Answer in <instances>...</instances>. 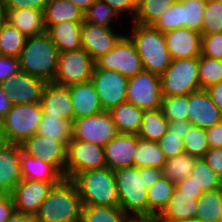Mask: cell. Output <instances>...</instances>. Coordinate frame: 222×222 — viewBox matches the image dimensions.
Wrapping results in <instances>:
<instances>
[{"label": "cell", "instance_id": "obj_1", "mask_svg": "<svg viewBox=\"0 0 222 222\" xmlns=\"http://www.w3.org/2000/svg\"><path fill=\"white\" fill-rule=\"evenodd\" d=\"M119 207L134 221L148 222V188L162 176L158 168L135 166L114 170Z\"/></svg>", "mask_w": 222, "mask_h": 222}, {"label": "cell", "instance_id": "obj_2", "mask_svg": "<svg viewBox=\"0 0 222 222\" xmlns=\"http://www.w3.org/2000/svg\"><path fill=\"white\" fill-rule=\"evenodd\" d=\"M82 202L72 179L54 184L40 205L35 222H81Z\"/></svg>", "mask_w": 222, "mask_h": 222}, {"label": "cell", "instance_id": "obj_3", "mask_svg": "<svg viewBox=\"0 0 222 222\" xmlns=\"http://www.w3.org/2000/svg\"><path fill=\"white\" fill-rule=\"evenodd\" d=\"M131 33L126 35L134 43L145 71L161 76L171 64L164 33L152 25L131 23Z\"/></svg>", "mask_w": 222, "mask_h": 222}, {"label": "cell", "instance_id": "obj_4", "mask_svg": "<svg viewBox=\"0 0 222 222\" xmlns=\"http://www.w3.org/2000/svg\"><path fill=\"white\" fill-rule=\"evenodd\" d=\"M60 51L45 33L28 37L18 57L21 71L31 76L53 83Z\"/></svg>", "mask_w": 222, "mask_h": 222}, {"label": "cell", "instance_id": "obj_5", "mask_svg": "<svg viewBox=\"0 0 222 222\" xmlns=\"http://www.w3.org/2000/svg\"><path fill=\"white\" fill-rule=\"evenodd\" d=\"M82 205L119 206V194L114 170L105 167L82 171L72 179Z\"/></svg>", "mask_w": 222, "mask_h": 222}, {"label": "cell", "instance_id": "obj_6", "mask_svg": "<svg viewBox=\"0 0 222 222\" xmlns=\"http://www.w3.org/2000/svg\"><path fill=\"white\" fill-rule=\"evenodd\" d=\"M42 115L40 103L12 105L0 121L4 141L21 145L29 137L37 134Z\"/></svg>", "mask_w": 222, "mask_h": 222}, {"label": "cell", "instance_id": "obj_7", "mask_svg": "<svg viewBox=\"0 0 222 222\" xmlns=\"http://www.w3.org/2000/svg\"><path fill=\"white\" fill-rule=\"evenodd\" d=\"M199 57L174 59L160 76L162 96L189 95L201 90Z\"/></svg>", "mask_w": 222, "mask_h": 222}, {"label": "cell", "instance_id": "obj_8", "mask_svg": "<svg viewBox=\"0 0 222 222\" xmlns=\"http://www.w3.org/2000/svg\"><path fill=\"white\" fill-rule=\"evenodd\" d=\"M95 60L84 50L60 52L53 83L69 87L91 80Z\"/></svg>", "mask_w": 222, "mask_h": 222}, {"label": "cell", "instance_id": "obj_9", "mask_svg": "<svg viewBox=\"0 0 222 222\" xmlns=\"http://www.w3.org/2000/svg\"><path fill=\"white\" fill-rule=\"evenodd\" d=\"M94 69L118 71L128 79L144 70L135 45L127 35H124L107 54L95 60Z\"/></svg>", "mask_w": 222, "mask_h": 222}, {"label": "cell", "instance_id": "obj_10", "mask_svg": "<svg viewBox=\"0 0 222 222\" xmlns=\"http://www.w3.org/2000/svg\"><path fill=\"white\" fill-rule=\"evenodd\" d=\"M106 166L104 147L80 140H71L67 146L65 178L73 179L82 171Z\"/></svg>", "mask_w": 222, "mask_h": 222}, {"label": "cell", "instance_id": "obj_11", "mask_svg": "<svg viewBox=\"0 0 222 222\" xmlns=\"http://www.w3.org/2000/svg\"><path fill=\"white\" fill-rule=\"evenodd\" d=\"M118 131L109 112L74 119L72 122V140L91 142L104 147Z\"/></svg>", "mask_w": 222, "mask_h": 222}, {"label": "cell", "instance_id": "obj_12", "mask_svg": "<svg viewBox=\"0 0 222 222\" xmlns=\"http://www.w3.org/2000/svg\"><path fill=\"white\" fill-rule=\"evenodd\" d=\"M127 102L134 104L143 111L161 108L160 76L143 70L128 79Z\"/></svg>", "mask_w": 222, "mask_h": 222}, {"label": "cell", "instance_id": "obj_13", "mask_svg": "<svg viewBox=\"0 0 222 222\" xmlns=\"http://www.w3.org/2000/svg\"><path fill=\"white\" fill-rule=\"evenodd\" d=\"M103 111L127 101L128 78L114 70L94 69L91 77Z\"/></svg>", "mask_w": 222, "mask_h": 222}, {"label": "cell", "instance_id": "obj_14", "mask_svg": "<svg viewBox=\"0 0 222 222\" xmlns=\"http://www.w3.org/2000/svg\"><path fill=\"white\" fill-rule=\"evenodd\" d=\"M46 82L23 71L0 83L12 105L40 103Z\"/></svg>", "mask_w": 222, "mask_h": 222}, {"label": "cell", "instance_id": "obj_15", "mask_svg": "<svg viewBox=\"0 0 222 222\" xmlns=\"http://www.w3.org/2000/svg\"><path fill=\"white\" fill-rule=\"evenodd\" d=\"M57 183L59 182L22 179L11 193L15 211L35 217L40 205L48 196L53 185Z\"/></svg>", "mask_w": 222, "mask_h": 222}, {"label": "cell", "instance_id": "obj_16", "mask_svg": "<svg viewBox=\"0 0 222 222\" xmlns=\"http://www.w3.org/2000/svg\"><path fill=\"white\" fill-rule=\"evenodd\" d=\"M116 27L97 26L83 22L81 32V45L94 60L107 54L117 42L126 34L117 32Z\"/></svg>", "mask_w": 222, "mask_h": 222}, {"label": "cell", "instance_id": "obj_17", "mask_svg": "<svg viewBox=\"0 0 222 222\" xmlns=\"http://www.w3.org/2000/svg\"><path fill=\"white\" fill-rule=\"evenodd\" d=\"M20 146L24 153L39 157L54 165L65 178L67 146L63 142L35 134Z\"/></svg>", "mask_w": 222, "mask_h": 222}, {"label": "cell", "instance_id": "obj_18", "mask_svg": "<svg viewBox=\"0 0 222 222\" xmlns=\"http://www.w3.org/2000/svg\"><path fill=\"white\" fill-rule=\"evenodd\" d=\"M188 121L204 129L222 121V112L205 89L188 95Z\"/></svg>", "mask_w": 222, "mask_h": 222}, {"label": "cell", "instance_id": "obj_19", "mask_svg": "<svg viewBox=\"0 0 222 222\" xmlns=\"http://www.w3.org/2000/svg\"><path fill=\"white\" fill-rule=\"evenodd\" d=\"M40 105L43 114L48 117H59V119L72 122L74 120L69 87L47 83L43 90Z\"/></svg>", "mask_w": 222, "mask_h": 222}, {"label": "cell", "instance_id": "obj_20", "mask_svg": "<svg viewBox=\"0 0 222 222\" xmlns=\"http://www.w3.org/2000/svg\"><path fill=\"white\" fill-rule=\"evenodd\" d=\"M19 144L4 142L0 147V194H11L22 180Z\"/></svg>", "mask_w": 222, "mask_h": 222}, {"label": "cell", "instance_id": "obj_21", "mask_svg": "<svg viewBox=\"0 0 222 222\" xmlns=\"http://www.w3.org/2000/svg\"><path fill=\"white\" fill-rule=\"evenodd\" d=\"M201 33L186 27L164 33L172 60L194 58L201 55Z\"/></svg>", "mask_w": 222, "mask_h": 222}, {"label": "cell", "instance_id": "obj_22", "mask_svg": "<svg viewBox=\"0 0 222 222\" xmlns=\"http://www.w3.org/2000/svg\"><path fill=\"white\" fill-rule=\"evenodd\" d=\"M136 147L137 135L118 133L104 146L106 166L112 170L133 166Z\"/></svg>", "mask_w": 222, "mask_h": 222}, {"label": "cell", "instance_id": "obj_23", "mask_svg": "<svg viewBox=\"0 0 222 222\" xmlns=\"http://www.w3.org/2000/svg\"><path fill=\"white\" fill-rule=\"evenodd\" d=\"M200 196L182 194V192L174 188L168 205L153 222L195 221Z\"/></svg>", "mask_w": 222, "mask_h": 222}, {"label": "cell", "instance_id": "obj_24", "mask_svg": "<svg viewBox=\"0 0 222 222\" xmlns=\"http://www.w3.org/2000/svg\"><path fill=\"white\" fill-rule=\"evenodd\" d=\"M74 119L92 116L103 111L93 82L69 86Z\"/></svg>", "mask_w": 222, "mask_h": 222}, {"label": "cell", "instance_id": "obj_25", "mask_svg": "<svg viewBox=\"0 0 222 222\" xmlns=\"http://www.w3.org/2000/svg\"><path fill=\"white\" fill-rule=\"evenodd\" d=\"M7 22L27 37L39 36L47 31L44 11L42 10L32 8L7 9Z\"/></svg>", "mask_w": 222, "mask_h": 222}, {"label": "cell", "instance_id": "obj_26", "mask_svg": "<svg viewBox=\"0 0 222 222\" xmlns=\"http://www.w3.org/2000/svg\"><path fill=\"white\" fill-rule=\"evenodd\" d=\"M20 166L22 179L60 182L64 178V175L54 165L23 151H21Z\"/></svg>", "mask_w": 222, "mask_h": 222}, {"label": "cell", "instance_id": "obj_27", "mask_svg": "<svg viewBox=\"0 0 222 222\" xmlns=\"http://www.w3.org/2000/svg\"><path fill=\"white\" fill-rule=\"evenodd\" d=\"M83 22H60L51 26L46 33L60 52L82 49L81 32Z\"/></svg>", "mask_w": 222, "mask_h": 222}, {"label": "cell", "instance_id": "obj_28", "mask_svg": "<svg viewBox=\"0 0 222 222\" xmlns=\"http://www.w3.org/2000/svg\"><path fill=\"white\" fill-rule=\"evenodd\" d=\"M108 112L119 134H138L143 117L142 109L126 101Z\"/></svg>", "mask_w": 222, "mask_h": 222}, {"label": "cell", "instance_id": "obj_29", "mask_svg": "<svg viewBox=\"0 0 222 222\" xmlns=\"http://www.w3.org/2000/svg\"><path fill=\"white\" fill-rule=\"evenodd\" d=\"M46 29L60 22H84L83 12L68 0H50L44 9Z\"/></svg>", "mask_w": 222, "mask_h": 222}, {"label": "cell", "instance_id": "obj_30", "mask_svg": "<svg viewBox=\"0 0 222 222\" xmlns=\"http://www.w3.org/2000/svg\"><path fill=\"white\" fill-rule=\"evenodd\" d=\"M174 188L175 184L164 176L148 188V222H153L166 208Z\"/></svg>", "mask_w": 222, "mask_h": 222}, {"label": "cell", "instance_id": "obj_31", "mask_svg": "<svg viewBox=\"0 0 222 222\" xmlns=\"http://www.w3.org/2000/svg\"><path fill=\"white\" fill-rule=\"evenodd\" d=\"M166 160L158 142L144 140L137 136V147L133 155V166L137 168L152 167L162 170Z\"/></svg>", "mask_w": 222, "mask_h": 222}, {"label": "cell", "instance_id": "obj_32", "mask_svg": "<svg viewBox=\"0 0 222 222\" xmlns=\"http://www.w3.org/2000/svg\"><path fill=\"white\" fill-rule=\"evenodd\" d=\"M168 131V120L162 109L143 111L141 127L137 136L141 139L158 142Z\"/></svg>", "mask_w": 222, "mask_h": 222}, {"label": "cell", "instance_id": "obj_33", "mask_svg": "<svg viewBox=\"0 0 222 222\" xmlns=\"http://www.w3.org/2000/svg\"><path fill=\"white\" fill-rule=\"evenodd\" d=\"M81 222H134L119 206L82 205Z\"/></svg>", "mask_w": 222, "mask_h": 222}, {"label": "cell", "instance_id": "obj_34", "mask_svg": "<svg viewBox=\"0 0 222 222\" xmlns=\"http://www.w3.org/2000/svg\"><path fill=\"white\" fill-rule=\"evenodd\" d=\"M38 135L63 142L66 146L72 140V121L62 120L59 117L42 115Z\"/></svg>", "mask_w": 222, "mask_h": 222}, {"label": "cell", "instance_id": "obj_35", "mask_svg": "<svg viewBox=\"0 0 222 222\" xmlns=\"http://www.w3.org/2000/svg\"><path fill=\"white\" fill-rule=\"evenodd\" d=\"M222 213V189L204 192L198 199L195 221L219 222Z\"/></svg>", "mask_w": 222, "mask_h": 222}, {"label": "cell", "instance_id": "obj_36", "mask_svg": "<svg viewBox=\"0 0 222 222\" xmlns=\"http://www.w3.org/2000/svg\"><path fill=\"white\" fill-rule=\"evenodd\" d=\"M197 159V157L187 153L169 158L162 168L163 176L176 185L185 178L190 177Z\"/></svg>", "mask_w": 222, "mask_h": 222}, {"label": "cell", "instance_id": "obj_37", "mask_svg": "<svg viewBox=\"0 0 222 222\" xmlns=\"http://www.w3.org/2000/svg\"><path fill=\"white\" fill-rule=\"evenodd\" d=\"M176 0H142L131 23L153 25Z\"/></svg>", "mask_w": 222, "mask_h": 222}, {"label": "cell", "instance_id": "obj_38", "mask_svg": "<svg viewBox=\"0 0 222 222\" xmlns=\"http://www.w3.org/2000/svg\"><path fill=\"white\" fill-rule=\"evenodd\" d=\"M27 36L6 22L0 28V55L19 57Z\"/></svg>", "mask_w": 222, "mask_h": 222}, {"label": "cell", "instance_id": "obj_39", "mask_svg": "<svg viewBox=\"0 0 222 222\" xmlns=\"http://www.w3.org/2000/svg\"><path fill=\"white\" fill-rule=\"evenodd\" d=\"M190 177L203 192L222 189V178L207 165L203 158L197 159Z\"/></svg>", "mask_w": 222, "mask_h": 222}, {"label": "cell", "instance_id": "obj_40", "mask_svg": "<svg viewBox=\"0 0 222 222\" xmlns=\"http://www.w3.org/2000/svg\"><path fill=\"white\" fill-rule=\"evenodd\" d=\"M83 16L84 22L103 27H113L111 24L118 23L119 19L122 20L114 9L101 0H95L83 13Z\"/></svg>", "mask_w": 222, "mask_h": 222}, {"label": "cell", "instance_id": "obj_41", "mask_svg": "<svg viewBox=\"0 0 222 222\" xmlns=\"http://www.w3.org/2000/svg\"><path fill=\"white\" fill-rule=\"evenodd\" d=\"M199 81L201 89L222 81V60L199 56Z\"/></svg>", "mask_w": 222, "mask_h": 222}, {"label": "cell", "instance_id": "obj_42", "mask_svg": "<svg viewBox=\"0 0 222 222\" xmlns=\"http://www.w3.org/2000/svg\"><path fill=\"white\" fill-rule=\"evenodd\" d=\"M182 3L183 27L201 33L207 0H179Z\"/></svg>", "mask_w": 222, "mask_h": 222}, {"label": "cell", "instance_id": "obj_43", "mask_svg": "<svg viewBox=\"0 0 222 222\" xmlns=\"http://www.w3.org/2000/svg\"><path fill=\"white\" fill-rule=\"evenodd\" d=\"M161 109L168 121H188V95L162 96Z\"/></svg>", "mask_w": 222, "mask_h": 222}, {"label": "cell", "instance_id": "obj_44", "mask_svg": "<svg viewBox=\"0 0 222 222\" xmlns=\"http://www.w3.org/2000/svg\"><path fill=\"white\" fill-rule=\"evenodd\" d=\"M183 145L185 153L197 158H203L210 149L206 130L192 125L183 139Z\"/></svg>", "mask_w": 222, "mask_h": 222}, {"label": "cell", "instance_id": "obj_45", "mask_svg": "<svg viewBox=\"0 0 222 222\" xmlns=\"http://www.w3.org/2000/svg\"><path fill=\"white\" fill-rule=\"evenodd\" d=\"M222 32V2L207 0L201 34Z\"/></svg>", "mask_w": 222, "mask_h": 222}, {"label": "cell", "instance_id": "obj_46", "mask_svg": "<svg viewBox=\"0 0 222 222\" xmlns=\"http://www.w3.org/2000/svg\"><path fill=\"white\" fill-rule=\"evenodd\" d=\"M152 26L163 33L182 28V3L179 0H176Z\"/></svg>", "mask_w": 222, "mask_h": 222}, {"label": "cell", "instance_id": "obj_47", "mask_svg": "<svg viewBox=\"0 0 222 222\" xmlns=\"http://www.w3.org/2000/svg\"><path fill=\"white\" fill-rule=\"evenodd\" d=\"M158 145L163 151L166 159L185 153L183 139L175 132L169 130L158 141Z\"/></svg>", "mask_w": 222, "mask_h": 222}, {"label": "cell", "instance_id": "obj_48", "mask_svg": "<svg viewBox=\"0 0 222 222\" xmlns=\"http://www.w3.org/2000/svg\"><path fill=\"white\" fill-rule=\"evenodd\" d=\"M201 35V56L222 60V32Z\"/></svg>", "mask_w": 222, "mask_h": 222}, {"label": "cell", "instance_id": "obj_49", "mask_svg": "<svg viewBox=\"0 0 222 222\" xmlns=\"http://www.w3.org/2000/svg\"><path fill=\"white\" fill-rule=\"evenodd\" d=\"M20 71L21 66L17 57L0 55V83Z\"/></svg>", "mask_w": 222, "mask_h": 222}, {"label": "cell", "instance_id": "obj_50", "mask_svg": "<svg viewBox=\"0 0 222 222\" xmlns=\"http://www.w3.org/2000/svg\"><path fill=\"white\" fill-rule=\"evenodd\" d=\"M101 1L108 4L122 17L125 15L128 16L129 14L130 22L135 16L137 7L132 3L131 0H101Z\"/></svg>", "mask_w": 222, "mask_h": 222}, {"label": "cell", "instance_id": "obj_51", "mask_svg": "<svg viewBox=\"0 0 222 222\" xmlns=\"http://www.w3.org/2000/svg\"><path fill=\"white\" fill-rule=\"evenodd\" d=\"M203 159L222 178V148H210L203 156Z\"/></svg>", "mask_w": 222, "mask_h": 222}, {"label": "cell", "instance_id": "obj_52", "mask_svg": "<svg viewBox=\"0 0 222 222\" xmlns=\"http://www.w3.org/2000/svg\"><path fill=\"white\" fill-rule=\"evenodd\" d=\"M50 0H4L7 9L32 8L44 11Z\"/></svg>", "mask_w": 222, "mask_h": 222}, {"label": "cell", "instance_id": "obj_53", "mask_svg": "<svg viewBox=\"0 0 222 222\" xmlns=\"http://www.w3.org/2000/svg\"><path fill=\"white\" fill-rule=\"evenodd\" d=\"M15 212V204L11 194H0V222H6Z\"/></svg>", "mask_w": 222, "mask_h": 222}, {"label": "cell", "instance_id": "obj_54", "mask_svg": "<svg viewBox=\"0 0 222 222\" xmlns=\"http://www.w3.org/2000/svg\"><path fill=\"white\" fill-rule=\"evenodd\" d=\"M206 130L210 148H222V121Z\"/></svg>", "mask_w": 222, "mask_h": 222}, {"label": "cell", "instance_id": "obj_55", "mask_svg": "<svg viewBox=\"0 0 222 222\" xmlns=\"http://www.w3.org/2000/svg\"><path fill=\"white\" fill-rule=\"evenodd\" d=\"M175 188L178 189L182 194L188 195H202L204 192L199 186H197L191 177H187L181 182L175 185Z\"/></svg>", "mask_w": 222, "mask_h": 222}, {"label": "cell", "instance_id": "obj_56", "mask_svg": "<svg viewBox=\"0 0 222 222\" xmlns=\"http://www.w3.org/2000/svg\"><path fill=\"white\" fill-rule=\"evenodd\" d=\"M191 126L192 124L189 121H168V130L175 132L182 139H184Z\"/></svg>", "mask_w": 222, "mask_h": 222}, {"label": "cell", "instance_id": "obj_57", "mask_svg": "<svg viewBox=\"0 0 222 222\" xmlns=\"http://www.w3.org/2000/svg\"><path fill=\"white\" fill-rule=\"evenodd\" d=\"M205 90L208 92L215 105L222 112V81L209 86Z\"/></svg>", "mask_w": 222, "mask_h": 222}, {"label": "cell", "instance_id": "obj_58", "mask_svg": "<svg viewBox=\"0 0 222 222\" xmlns=\"http://www.w3.org/2000/svg\"><path fill=\"white\" fill-rule=\"evenodd\" d=\"M11 102L7 94L0 89V121L5 117L7 112L11 109Z\"/></svg>", "mask_w": 222, "mask_h": 222}, {"label": "cell", "instance_id": "obj_59", "mask_svg": "<svg viewBox=\"0 0 222 222\" xmlns=\"http://www.w3.org/2000/svg\"><path fill=\"white\" fill-rule=\"evenodd\" d=\"M6 222H35V217L15 211Z\"/></svg>", "mask_w": 222, "mask_h": 222}, {"label": "cell", "instance_id": "obj_60", "mask_svg": "<svg viewBox=\"0 0 222 222\" xmlns=\"http://www.w3.org/2000/svg\"><path fill=\"white\" fill-rule=\"evenodd\" d=\"M83 13L94 3L95 0H68Z\"/></svg>", "mask_w": 222, "mask_h": 222}, {"label": "cell", "instance_id": "obj_61", "mask_svg": "<svg viewBox=\"0 0 222 222\" xmlns=\"http://www.w3.org/2000/svg\"><path fill=\"white\" fill-rule=\"evenodd\" d=\"M7 22V8L4 0H0V28Z\"/></svg>", "mask_w": 222, "mask_h": 222}, {"label": "cell", "instance_id": "obj_62", "mask_svg": "<svg viewBox=\"0 0 222 222\" xmlns=\"http://www.w3.org/2000/svg\"><path fill=\"white\" fill-rule=\"evenodd\" d=\"M131 1L137 7L141 3L142 0H131Z\"/></svg>", "mask_w": 222, "mask_h": 222}, {"label": "cell", "instance_id": "obj_63", "mask_svg": "<svg viewBox=\"0 0 222 222\" xmlns=\"http://www.w3.org/2000/svg\"><path fill=\"white\" fill-rule=\"evenodd\" d=\"M4 139H3V136H2V133H1V130H0V147L1 145L4 143Z\"/></svg>", "mask_w": 222, "mask_h": 222}, {"label": "cell", "instance_id": "obj_64", "mask_svg": "<svg viewBox=\"0 0 222 222\" xmlns=\"http://www.w3.org/2000/svg\"><path fill=\"white\" fill-rule=\"evenodd\" d=\"M219 222H222V213H221V216L219 218Z\"/></svg>", "mask_w": 222, "mask_h": 222}]
</instances>
